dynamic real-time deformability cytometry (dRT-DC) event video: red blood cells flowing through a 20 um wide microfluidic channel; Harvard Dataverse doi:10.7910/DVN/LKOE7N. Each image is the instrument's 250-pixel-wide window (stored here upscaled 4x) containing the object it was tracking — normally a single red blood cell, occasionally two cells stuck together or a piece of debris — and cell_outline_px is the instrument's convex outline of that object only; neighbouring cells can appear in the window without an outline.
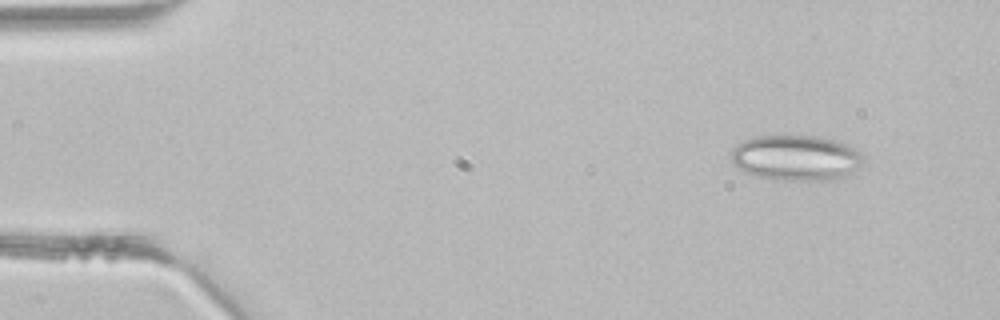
{"species": "common noctule bat (a hibernating species)", "species_latin": "Nyctalus noctula", "temperature_condition": "room temperature", "stored_images_in_passage": 3, "camera_frame_rate_fps": 3000, "um_per_image_px": 0.085, "animal": {"sex": "male", "body_mass_g": 21.5, "forearm_length_mm": 52.0}, "frame": {"image": 1, "passage_image": 1, "time_ms": 0.0, "image_size_px": [1000, 320], "cell_outline_px": [[864, 160], [852, 172], [836, 180], [772, 180], [748, 172], [732, 164], [732, 148], [744, 140], [756, 136], [780, 132], [820, 136], [836, 140], [848, 144], [860, 152], [864, 156]], "centroid_in_image_um": [67.67, 13.36], "position_along_channel_um": 17.3, "area_um2": 35.95}}